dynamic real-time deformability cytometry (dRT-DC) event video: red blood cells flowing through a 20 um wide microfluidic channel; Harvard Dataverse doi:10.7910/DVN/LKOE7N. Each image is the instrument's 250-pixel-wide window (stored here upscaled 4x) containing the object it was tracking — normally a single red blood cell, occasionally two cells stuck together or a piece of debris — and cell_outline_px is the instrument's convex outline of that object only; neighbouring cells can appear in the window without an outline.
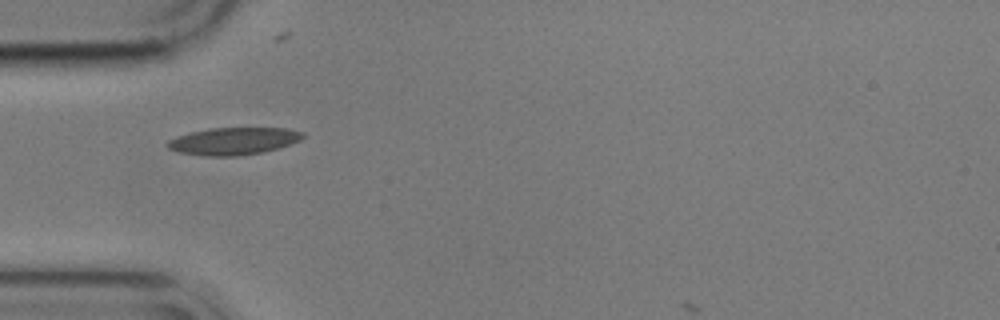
{"species": "common noctule bat (a hibernating species)", "species_latin": "Nyctalus noctula", "temperature_condition": "cold", "stored_images_in_passage": 37, "camera_frame_rate_fps": 3000, "um_per_image_px": 0.085, "animal": {"sex": "male", "body_mass_g": 17.9}, "frame": {"image": 1, "passage_image": 1, "time_ms": 0.0, "image_size_px": [1000, 320], "cell_outline_px": [[304, 136], [300, 140], [264, 152], [240, 156], [204, 156], [180, 152], [168, 148], [164, 144], [168, 140], [176, 136], [208, 128], [288, 128], [304, 132]], "centroid_in_image_um": [19.82, 11.99], "position_along_channel_um": 65.2, "area_um2": 21.56}}
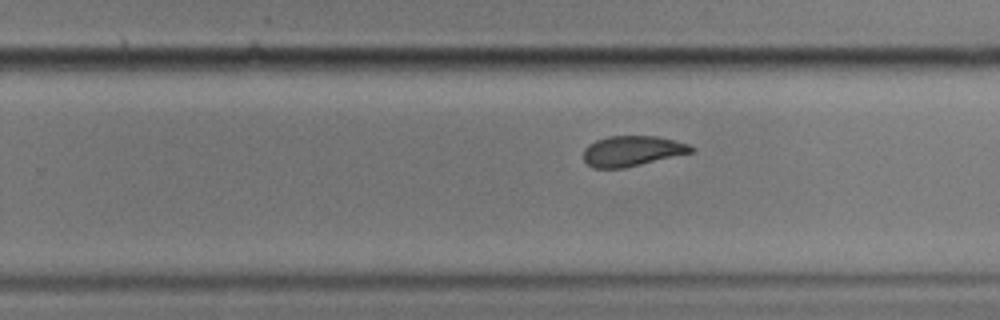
{"frame": {"image": 2, "passage_image": 19, "time_ms": 6.0, "image_size_px": [1000, 320], "cell_outline_px": [[696, 152], [624, 168], [592, 168], [584, 160], [584, 148], [588, 144], [596, 140], [608, 136], [656, 136], [688, 144], [696, 148]], "centroid_in_image_um": [53.75, 12.84], "position_along_channel_um": 276.0, "area_um2": 19.19}}
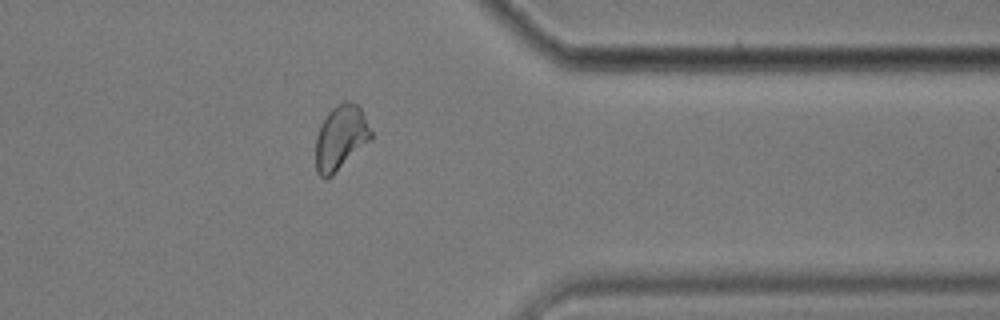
{"frame": {"image": 3, "passage_image": 29, "time_ms": 9.333, "image_size_px": [1000, 320], "cell_outline_px": [[372, 140], [332, 176], [320, 176], [316, 172], [316, 136], [320, 124], [328, 112], [336, 104], [344, 100], [360, 104], [372, 132]], "centroid_in_image_um": [28.99, 11.66], "position_along_channel_um": 382.4, "area_um2": 21.21}}